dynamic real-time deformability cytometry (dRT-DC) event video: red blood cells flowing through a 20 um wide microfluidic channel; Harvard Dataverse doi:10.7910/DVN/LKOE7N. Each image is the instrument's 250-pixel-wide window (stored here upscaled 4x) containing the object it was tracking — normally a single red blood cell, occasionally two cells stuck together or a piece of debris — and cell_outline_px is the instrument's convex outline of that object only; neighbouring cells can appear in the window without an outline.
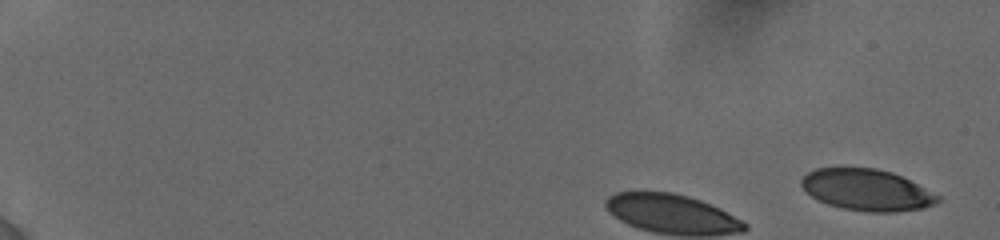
{"species": "human", "species_latin": "Homo sapiens", "temperature_condition": "cold", "stored_images_in_passage": 6, "camera_frame_rate_fps": 3000, "um_per_image_px": 0.085, "donor": {"sex": "female"}, "frame": {"image": 1, "passage_image": 1, "time_ms": 0.0, "image_size_px": [1000, 240], "cell_outline_px": [[940, 200], [936, 204], [924, 208], [896, 212], [868, 212], [844, 208], [828, 204], [812, 196], [800, 184], [800, 180], [808, 172], [816, 168], [840, 164], [876, 168], [892, 172], [940, 196]], "centroid_in_image_um": [73.64, 16.1], "position_along_channel_um": 11.4, "area_um2": 33.47}}